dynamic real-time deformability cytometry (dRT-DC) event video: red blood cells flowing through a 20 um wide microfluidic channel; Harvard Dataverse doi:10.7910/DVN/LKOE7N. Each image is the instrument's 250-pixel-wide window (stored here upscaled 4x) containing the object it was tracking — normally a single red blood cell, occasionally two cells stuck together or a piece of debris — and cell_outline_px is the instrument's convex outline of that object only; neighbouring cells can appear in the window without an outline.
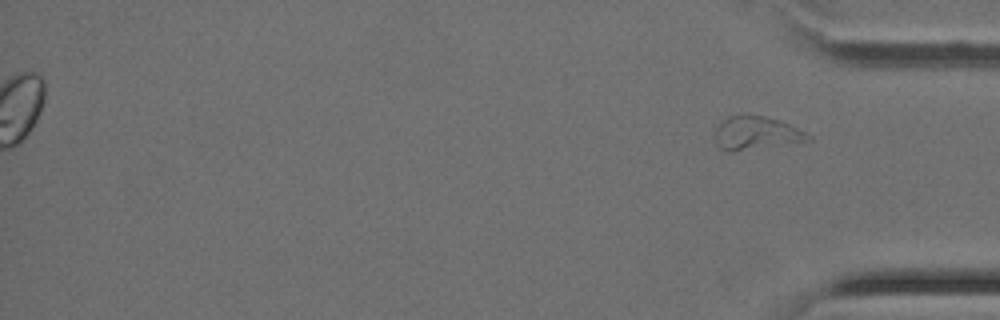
{"species": "Egyptian fruit bat (a non-hibernating species)", "species_latin": "Rousettus aegyptiacus", "temperature_condition": "cold", "stored_images_in_passage": 31, "segment_of_instrument_passage": [2, 2], "camera_frame_rate_fps": 3000, "um_per_image_px": 0.085, "animal": {"sex": "female"}, "frame": {"image": 1, "passage_image": 31, "time_ms": 10.0, "image_size_px": [1000, 320], "cell_outline_px": [[812, 140], [740, 148], [720, 148], [716, 144], [716, 128], [728, 116], [744, 112], [748, 112], [764, 116], [788, 124], [812, 136]], "centroid_in_image_um": [64.25, 11.21], "position_along_channel_um": 370.9, "area_um2": 16.99}}